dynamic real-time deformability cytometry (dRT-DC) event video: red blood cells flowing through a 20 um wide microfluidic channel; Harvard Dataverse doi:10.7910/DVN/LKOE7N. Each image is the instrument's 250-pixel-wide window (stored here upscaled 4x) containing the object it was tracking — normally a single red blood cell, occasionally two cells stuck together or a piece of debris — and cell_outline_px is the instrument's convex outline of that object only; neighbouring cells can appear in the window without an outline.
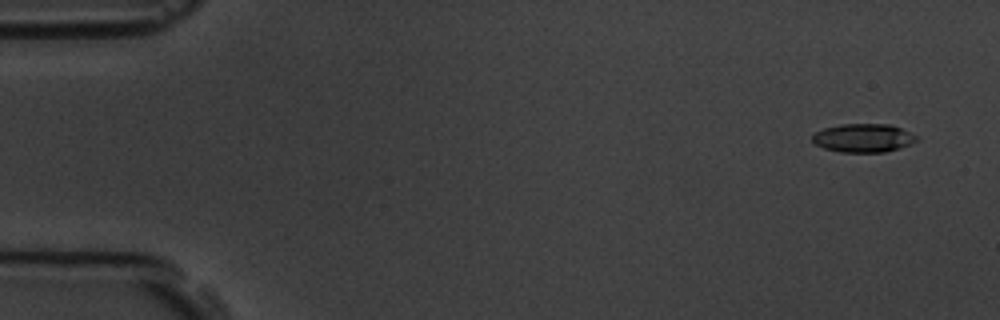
{"species": "common noctule bat (a hibernating species)", "species_latin": "Nyctalus noctula", "temperature_condition": "room temperature", "stored_images_in_passage": 4, "camera_frame_rate_fps": 3000, "um_per_image_px": 0.085, "animal": {"sex": "male", "body_mass_g": 19.5, "forearm_length_mm": 54.6}, "frame": {"image": 1, "passage_image": 1, "time_ms": 0.0, "image_size_px": [1000, 320], "cell_outline_px": [[920, 140], [912, 144], [900, 148], [884, 152], [840, 152], [824, 148], [816, 144], [812, 140], [812, 136], [816, 132], [824, 128], [840, 124], [888, 124], [900, 128], [916, 136]], "centroid_in_image_um": [73.39, 11.73], "position_along_channel_um": 11.6, "area_um2": 17.28}}
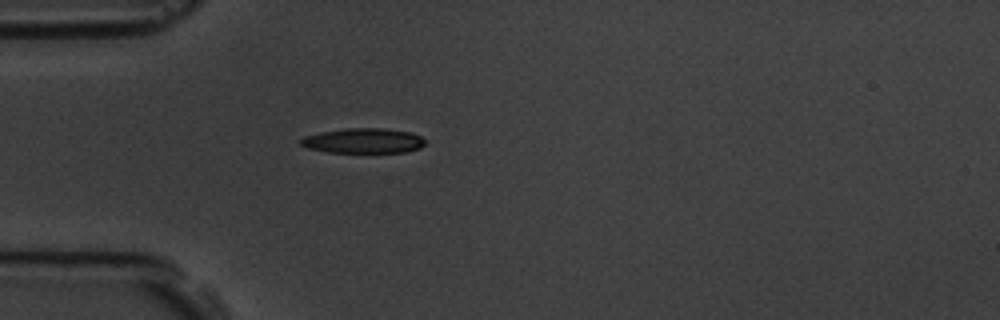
{"frame": {"image": 2, "passage_image": 4, "time_ms": 4.333, "image_size_px": [1000, 320], "cell_outline_px": [[424, 144], [420, 148], [404, 152], [328, 152], [308, 148], [300, 144], [300, 140], [304, 136], [320, 132], [344, 128], [384, 128], [408, 132], [420, 136], [424, 140]], "centroid_in_image_um": [30.85, 11.96], "position_along_channel_um": 54.1, "area_um2": 17.98}}